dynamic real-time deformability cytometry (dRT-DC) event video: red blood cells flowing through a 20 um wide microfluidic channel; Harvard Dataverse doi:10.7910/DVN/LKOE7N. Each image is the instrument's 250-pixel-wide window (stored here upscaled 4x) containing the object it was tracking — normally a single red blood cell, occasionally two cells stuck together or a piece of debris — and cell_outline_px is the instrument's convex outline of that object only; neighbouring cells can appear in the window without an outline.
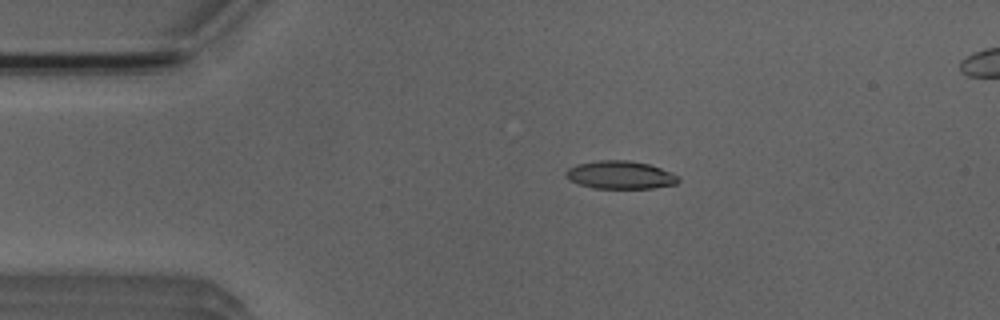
{"species": "Egyptian fruit bat (a non-hibernating species)", "species_latin": "Rousettus aegyptiacus", "temperature_condition": "room temperature", "stored_images_in_passage": 5, "camera_frame_rate_fps": 3000, "um_per_image_px": 0.085, "animal": {"sex": "male"}, "frame": {"image": 1, "passage_image": 3, "time_ms": 2.333, "image_size_px": [1000, 320], "cell_outline_px": [[680, 180], [676, 184], [652, 188], [596, 188], [580, 184], [568, 180], [564, 172], [568, 168], [576, 164], [600, 160], [628, 160], [648, 164], [672, 172], [680, 176]], "centroid_in_image_um": [52.73, 14.86], "position_along_channel_um": 32.3, "area_um2": 18.38}}